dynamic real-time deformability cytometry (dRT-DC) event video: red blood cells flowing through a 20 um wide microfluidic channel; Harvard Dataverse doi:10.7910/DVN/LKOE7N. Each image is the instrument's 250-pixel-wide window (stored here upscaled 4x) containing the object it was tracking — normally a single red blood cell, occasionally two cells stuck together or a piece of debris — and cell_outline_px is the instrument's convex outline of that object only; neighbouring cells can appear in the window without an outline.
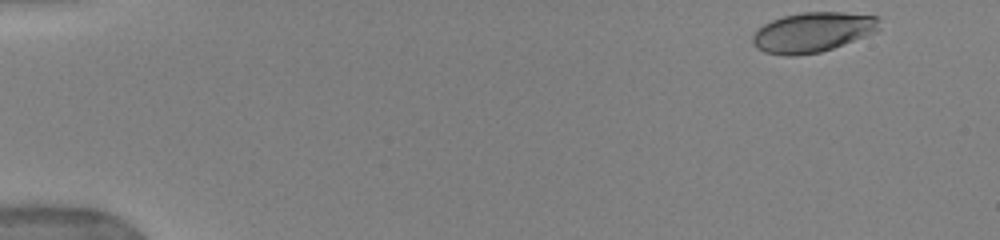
{"species": "human", "species_latin": "Homo sapiens", "temperature_condition": "warm", "stored_images_in_passage": 48, "camera_frame_rate_fps": 3000, "um_per_image_px": 0.085, "donor": {"sex": "female"}, "frame": {"image": 1, "passage_image": 1, "time_ms": 0.0, "image_size_px": [1000, 240], "cell_outline_px": [[880, 28], [876, 32], [832, 48], [820, 52], [792, 56], [788, 56], [764, 52], [756, 48], [752, 44], [752, 36], [764, 24], [772, 20], [784, 16], [800, 12], [844, 12], [880, 16]], "centroid_in_image_um": [69.1, 2.73], "position_along_channel_um": 15.9, "area_um2": 29.54}}
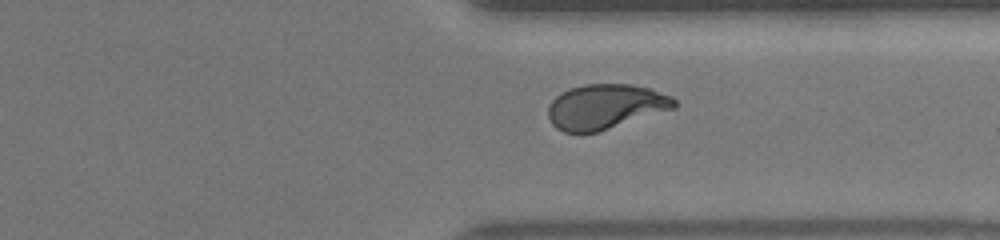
{"frame": {"image": 2, "passage_image": 37, "time_ms": 12.0, "image_size_px": [1000, 240], "cell_outline_px": [[676, 108], [596, 132], [564, 132], [556, 128], [552, 124], [548, 116], [548, 108], [552, 100], [560, 92], [568, 88], [584, 84], [632, 84], [652, 88], [672, 96], [676, 100]], "centroid_in_image_um": [51.47, 9.04], "position_along_channel_um": 359.9, "area_um2": 33.12}}
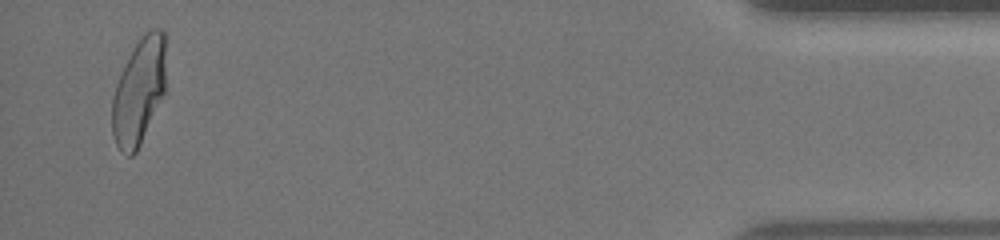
{"frame": {"image": 3, "passage_image": 47, "time_ms": 15.333, "image_size_px": [1000, 240], "cell_outline_px": [[164, 96], [136, 152], [132, 156], [128, 156], [120, 152], [116, 144], [112, 132], [112, 100], [116, 84], [136, 44], [152, 28], [160, 28], [164, 32]], "centroid_in_image_um": [11.8, 7.84], "position_along_channel_um": 423.4, "area_um2": 32.66}, "authors_computed_cell_mechanics": {"area_um2": 32.7726, "velocity_mm_per_s": 3.96, "shape_relaxation_time_tau1_ms": 4.2919, "shape_relaxation_time_tau2_ms": 0.7971, "deformation_change_tau1": 0.1951, "deformation_change_tau2": 0.0718}}